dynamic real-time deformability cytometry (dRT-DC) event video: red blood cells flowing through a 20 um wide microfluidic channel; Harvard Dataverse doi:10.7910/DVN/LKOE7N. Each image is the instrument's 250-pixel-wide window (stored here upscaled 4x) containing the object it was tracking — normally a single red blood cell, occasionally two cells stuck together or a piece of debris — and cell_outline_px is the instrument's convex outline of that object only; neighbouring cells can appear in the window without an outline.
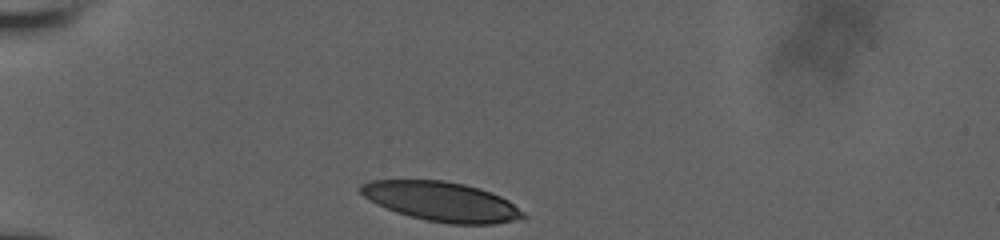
{"species": "human", "species_latin": "Homo sapiens", "temperature_condition": "room temperature", "stored_images_in_passage": 18, "camera_frame_rate_fps": 3000, "um_per_image_px": 0.085, "donor": {"sex": "male"}, "frame": {"image": 1, "passage_image": 1, "time_ms": 0.0, "image_size_px": [1000, 240], "cell_outline_px": [[524, 220], [496, 224], [448, 224], [428, 220], [396, 212], [376, 204], [364, 196], [360, 192], [360, 184], [368, 180], [444, 180], [464, 184], [480, 188], [500, 196], [508, 200], [524, 212]], "centroid_in_image_um": [37.56, 17.13], "position_along_channel_um": 47.4, "area_um2": 37.45}}
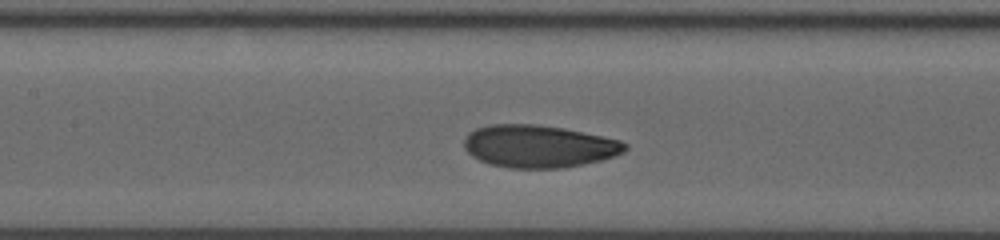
{"frame": {"image": 2, "passage_image": 11, "time_ms": 4.0, "image_size_px": [1000, 240], "cell_outline_px": [[628, 148], [624, 152], [600, 160], [584, 164], [560, 168], [508, 168], [488, 164], [472, 156], [464, 148], [464, 140], [468, 132], [476, 128], [488, 124], [536, 124], [564, 128], [620, 140], [628, 144]], "centroid_in_image_um": [45.76, 12.43], "position_along_channel_um": 161.6, "area_um2": 40.0}}
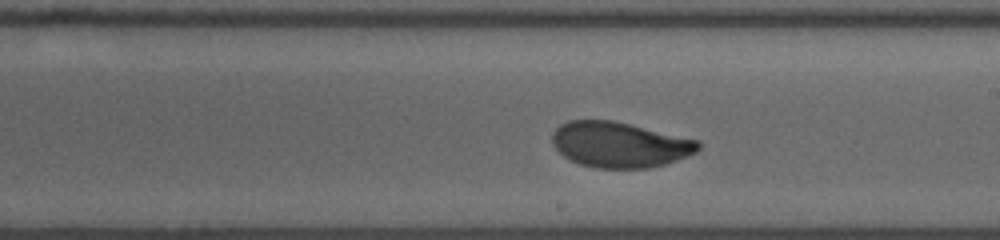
{"frame": {"image": 3, "passage_image": 16, "time_ms": 6.0, "image_size_px": [1000, 240], "cell_outline_px": [[700, 148], [696, 152], [688, 156], [664, 164], [648, 168], [592, 168], [568, 160], [552, 144], [552, 132], [560, 124], [568, 120], [612, 120], [696, 140], [700, 144]], "centroid_in_image_um": [52.61, 12.3], "position_along_channel_um": 236.4, "area_um2": 38.55}}